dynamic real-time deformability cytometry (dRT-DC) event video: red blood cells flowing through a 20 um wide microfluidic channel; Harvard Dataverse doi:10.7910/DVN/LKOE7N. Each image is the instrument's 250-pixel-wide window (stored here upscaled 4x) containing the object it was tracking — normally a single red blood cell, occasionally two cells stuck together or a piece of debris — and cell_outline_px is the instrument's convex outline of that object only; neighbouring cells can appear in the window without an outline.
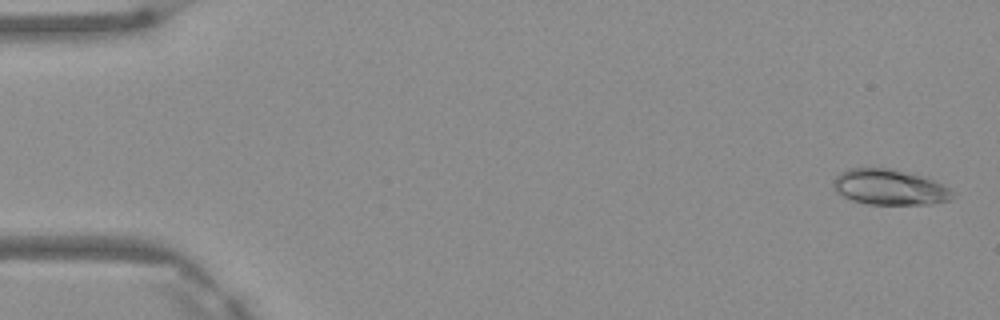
{"species": "Egyptian fruit bat (a non-hibernating species)", "species_latin": "Rousettus aegyptiacus", "temperature_condition": "warm", "stored_images_in_passage": 4, "camera_frame_rate_fps": 3000, "um_per_image_px": 0.085, "frame": {"image": 1, "passage_image": 1, "time_ms": 0.0, "image_size_px": [1000, 320], "cell_outline_px": [[952, 192], [948, 200], [928, 204], [868, 204], [852, 200], [836, 192], [832, 184], [832, 180], [840, 172], [848, 168], [888, 168], [924, 176], [948, 188]], "centroid_in_image_um": [75.53, 15.9], "position_along_channel_um": 9.5, "area_um2": 24.39}}
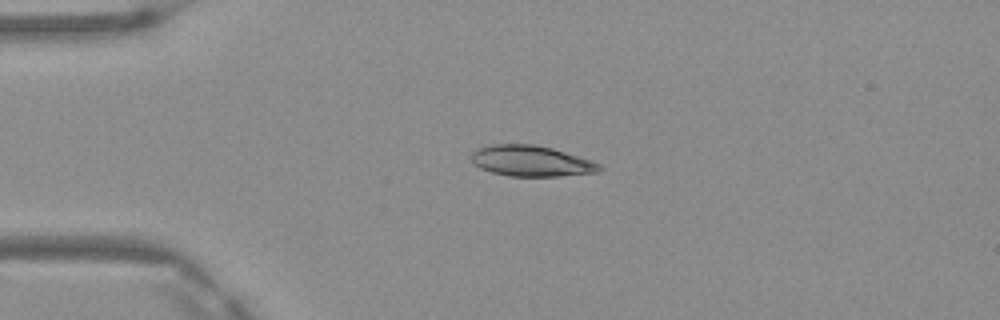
{"frame": {"image": 2, "passage_image": 3, "time_ms": 0.667, "image_size_px": [1000, 320], "cell_outline_px": [[604, 168], [596, 172], [560, 176], [508, 176], [492, 172], [480, 168], [472, 160], [472, 152], [476, 148], [492, 144], [536, 144], [552, 148], [592, 160], [600, 164]], "centroid_in_image_um": [45.16, 13.68], "position_along_channel_um": 39.8, "area_um2": 23.0}}